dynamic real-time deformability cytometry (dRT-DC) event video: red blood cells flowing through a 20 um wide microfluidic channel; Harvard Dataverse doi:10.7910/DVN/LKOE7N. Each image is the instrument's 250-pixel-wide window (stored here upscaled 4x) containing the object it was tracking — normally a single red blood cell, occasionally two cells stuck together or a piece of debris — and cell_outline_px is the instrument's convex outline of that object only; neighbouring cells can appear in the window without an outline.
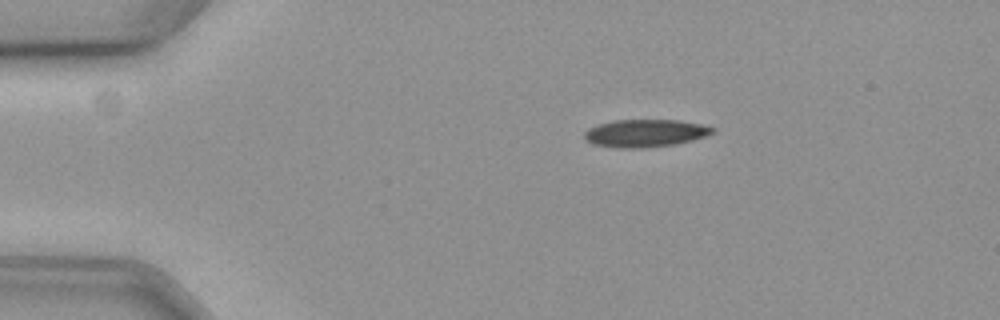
{"species": "common noctule bat (a hibernating species)", "species_latin": "Nyctalus noctula", "temperature_condition": "cold", "stored_images_in_passage": 48, "camera_frame_rate_fps": 3000, "um_per_image_px": 0.085, "animal": {"sex": "female", "body_mass_g": 19.3, "forearm_length_mm": 54.1}, "frame": {"image": 1, "passage_image": 1, "time_ms": 0.0, "image_size_px": [1000, 320], "cell_outline_px": [[716, 128], [712, 132], [704, 136], [692, 140], [676, 144], [644, 148], [620, 148], [592, 144], [584, 136], [584, 132], [588, 128], [612, 120], [680, 120], [700, 124]], "centroid_in_image_um": [54.83, 11.32], "position_along_channel_um": 30.2, "area_um2": 20.52}}
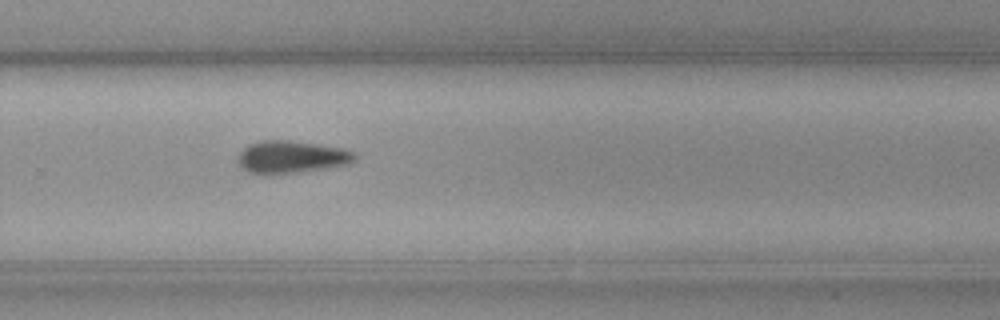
{"frame": {"image": 2, "passage_image": 29, "time_ms": 9.333, "image_size_px": [1000, 320], "cell_outline_px": [[356, 160], [348, 164], [324, 168], [292, 172], [248, 172], [240, 164], [240, 152], [248, 144], [260, 140], [288, 140], [344, 148], [352, 152], [356, 156]], "centroid_in_image_um": [24.81, 13.3], "position_along_channel_um": 305.0, "area_um2": 21.27}}
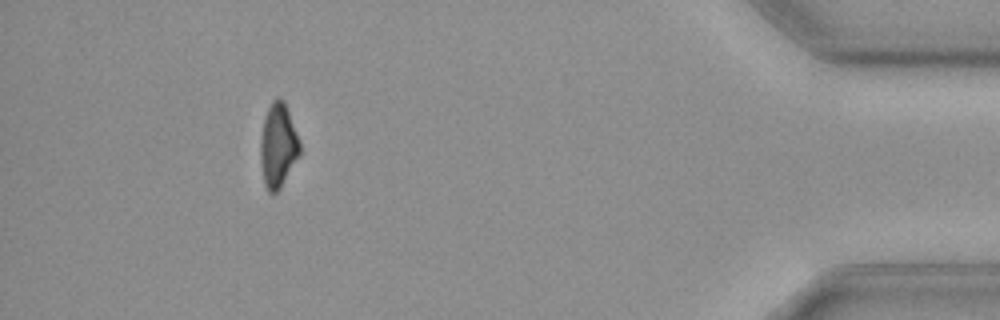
{"frame": {"image": 3, "passage_image": 43, "time_ms": 14.0, "image_size_px": [1000, 320], "cell_outline_px": [[300, 156], [280, 188], [276, 192], [268, 192], [264, 184], [260, 160], [260, 140], [264, 120], [268, 108], [272, 100], [284, 100], [300, 140]], "centroid_in_image_um": [23.64, 12.4], "position_along_channel_um": 411.6, "area_um2": 19.25}, "authors_computed_cell_mechanics": {"area_um2": 21.1837, "velocity_mm_per_s": 3.5838, "shape_relaxation_time_tau1_ms": 5.5945, "shape_relaxation_time_tau2_ms": null, "deformation_change_tau1": 0.1476, "deformation_change_tau2": null}}